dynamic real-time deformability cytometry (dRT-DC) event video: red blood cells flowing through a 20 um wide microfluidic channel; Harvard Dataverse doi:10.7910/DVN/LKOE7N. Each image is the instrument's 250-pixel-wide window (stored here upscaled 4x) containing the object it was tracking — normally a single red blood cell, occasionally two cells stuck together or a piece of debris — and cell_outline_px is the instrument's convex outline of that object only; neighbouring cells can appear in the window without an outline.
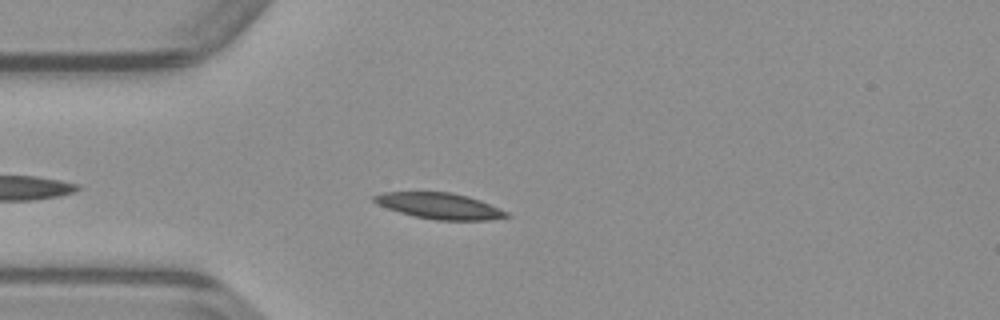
{"species": "common noctule bat (a hibernating species)", "species_latin": "Nyctalus noctula", "temperature_condition": "warm", "stored_images_in_passage": 35, "camera_frame_rate_fps": 3000, "um_per_image_px": 0.085, "animal": {"sex": "male", "body_mass_g": 23.1, "forearm_length_mm": 52.7}, "frame": {"image": 1, "passage_image": 6, "time_ms": 1.667, "image_size_px": [1000, 320], "cell_outline_px": [[512, 216], [488, 220], [436, 220], [416, 216], [400, 212], [388, 208], [372, 200], [372, 196], [384, 192], [452, 192], [468, 196], [480, 200], [500, 208], [508, 212]], "centroid_in_image_um": [37.41, 17.5], "position_along_channel_um": 47.6, "area_um2": 19.94}}
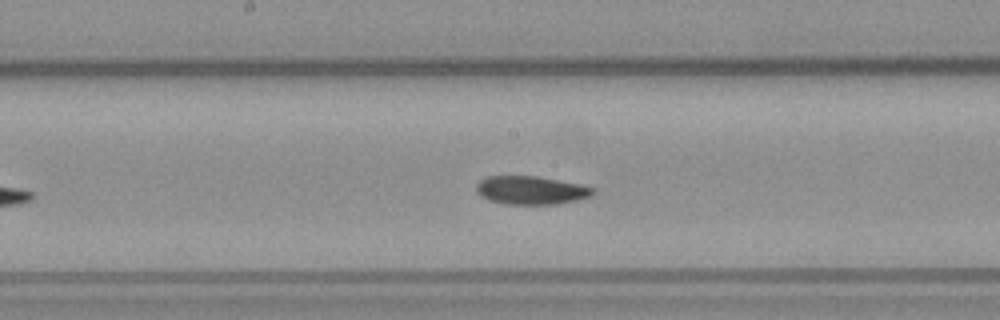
{"frame": {"image": 2, "passage_image": 18, "time_ms": 5.667, "image_size_px": [1000, 320], "cell_outline_px": [[592, 196], [576, 200], [556, 204], [508, 204], [488, 200], [480, 196], [476, 192], [476, 184], [480, 180], [488, 176], [536, 176], [580, 184], [592, 188]], "centroid_in_image_um": [45.08, 16.17], "position_along_channel_um": 203.1, "area_um2": 19.13}}
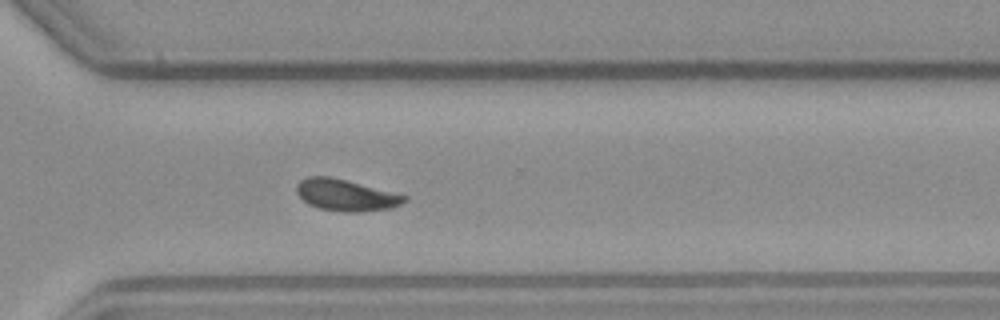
{"frame": {"image": 3, "passage_image": 28, "time_ms": 9.0, "image_size_px": [1000, 320], "cell_outline_px": [[408, 200], [392, 208], [360, 212], [344, 212], [320, 208], [308, 204], [296, 192], [296, 184], [300, 180], [308, 176], [328, 176], [408, 196]], "centroid_in_image_um": [29.38, 16.59], "position_along_channel_um": 341.2, "area_um2": 19.59}}